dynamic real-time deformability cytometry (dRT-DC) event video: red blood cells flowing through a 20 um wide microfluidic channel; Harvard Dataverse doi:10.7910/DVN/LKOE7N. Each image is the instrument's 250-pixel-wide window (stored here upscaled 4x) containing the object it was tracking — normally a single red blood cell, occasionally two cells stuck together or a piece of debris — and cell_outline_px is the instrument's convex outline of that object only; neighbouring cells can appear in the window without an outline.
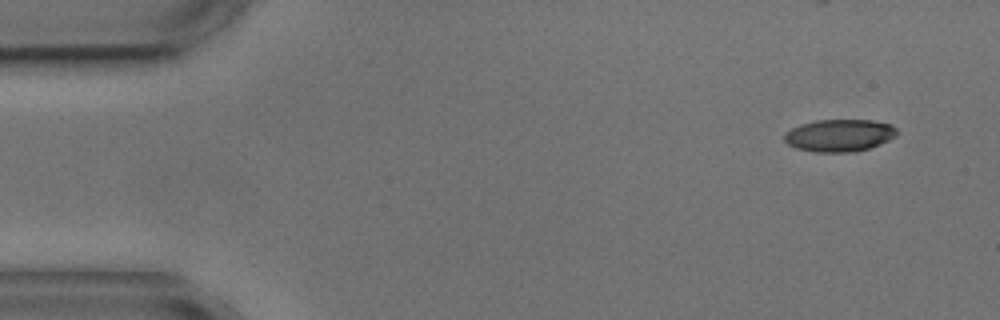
{"species": "common noctule bat (a hibernating species)", "species_latin": "Nyctalus noctula", "temperature_condition": "cold", "stored_images_in_passage": 3, "camera_frame_rate_fps": 3000, "um_per_image_px": 0.085, "animal": {"sex": "male", "body_mass_g": 17.9, "forearm_length_mm": 54.2}, "frame": {"image": 1, "passage_image": 1, "time_ms": 0.0, "image_size_px": [1000, 320], "cell_outline_px": [[900, 132], [896, 136], [880, 144], [856, 152], [816, 152], [796, 148], [788, 144], [784, 140], [784, 132], [800, 124], [816, 120], [872, 120], [892, 124]], "centroid_in_image_um": [71.36, 11.5], "position_along_channel_um": 13.6, "area_um2": 21.39}}
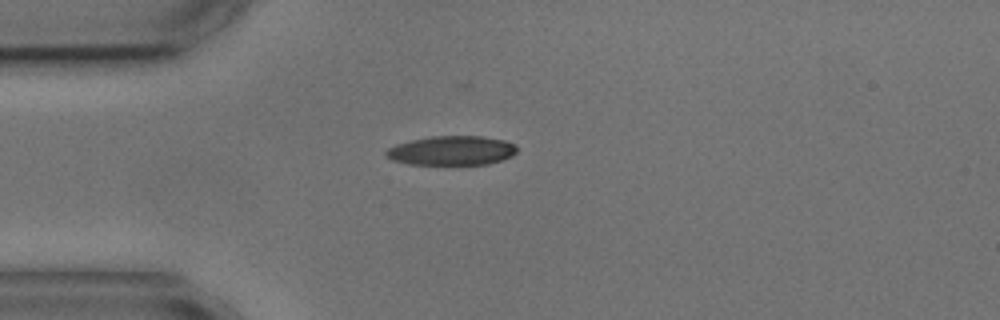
{"frame": {"image": 2, "passage_image": 3, "time_ms": 3.333, "image_size_px": [1000, 320], "cell_outline_px": [[516, 152], [512, 156], [488, 164], [408, 164], [392, 160], [384, 156], [384, 152], [388, 148], [396, 144], [412, 140], [432, 136], [480, 136], [504, 140], [516, 144]], "centroid_in_image_um": [38.37, 12.8], "position_along_channel_um": 46.6, "area_um2": 22.31}}